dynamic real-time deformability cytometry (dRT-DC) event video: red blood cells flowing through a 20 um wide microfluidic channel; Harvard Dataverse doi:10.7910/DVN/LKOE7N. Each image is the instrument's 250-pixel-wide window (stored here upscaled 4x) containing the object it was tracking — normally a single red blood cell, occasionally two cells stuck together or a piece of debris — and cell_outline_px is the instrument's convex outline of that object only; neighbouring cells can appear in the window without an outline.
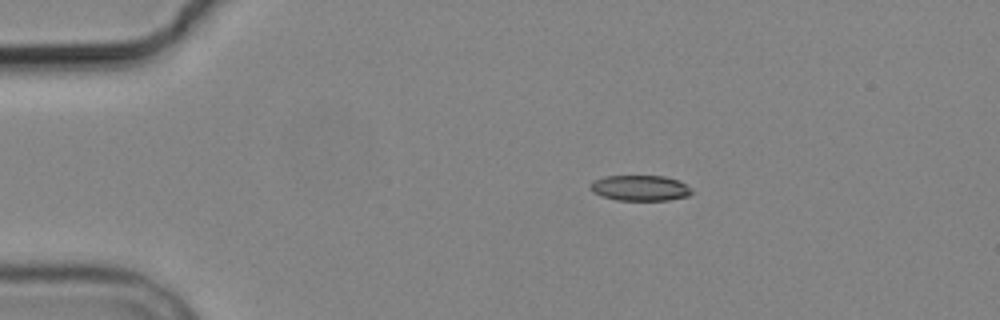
{"species": "common noctule bat (a hibernating species)", "species_latin": "Nyctalus noctula", "temperature_condition": "cold", "stored_images_in_passage": 3, "camera_frame_rate_fps": 3000, "um_per_image_px": 0.085, "animal": {"sex": "male", "body_mass_g": 19.2, "forearm_length_mm": 51.8}, "frame": {"image": 1, "passage_image": 1, "time_ms": 0.0, "image_size_px": [1000, 320], "cell_outline_px": [[692, 192], [688, 196], [668, 200], [616, 200], [600, 196], [592, 192], [588, 188], [588, 184], [592, 180], [604, 176], [664, 176], [680, 180], [692, 188]], "centroid_in_image_um": [54.36, 15.97], "position_along_channel_um": 30.6, "area_um2": 15.43}}